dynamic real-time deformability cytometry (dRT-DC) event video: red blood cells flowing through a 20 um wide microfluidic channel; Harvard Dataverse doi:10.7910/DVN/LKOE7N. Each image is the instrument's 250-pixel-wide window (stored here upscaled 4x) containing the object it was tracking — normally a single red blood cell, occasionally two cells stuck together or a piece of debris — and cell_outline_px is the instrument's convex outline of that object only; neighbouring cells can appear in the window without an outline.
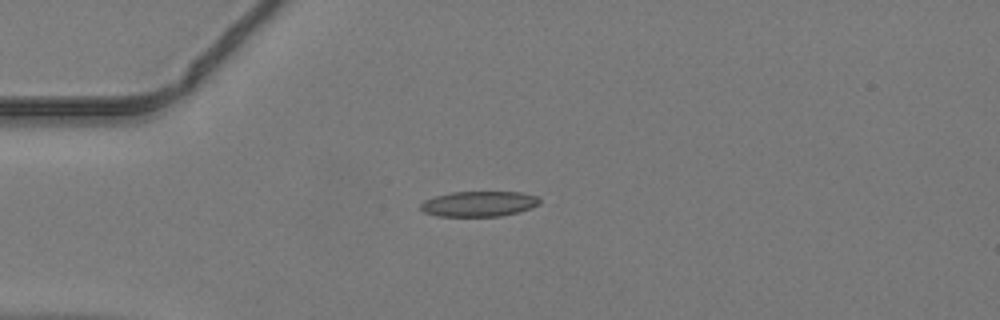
{"species": "common noctule bat (a hibernating species)", "species_latin": "Nyctalus noctula", "temperature_condition": "warm", "stored_images_in_passage": 14, "camera_frame_rate_fps": 3000, "um_per_image_px": 0.085, "animal": {"sex": "male", "body_mass_g": 19.2, "forearm_length_mm": 51.8}, "frame": {"image": 1, "passage_image": 1, "time_ms": 0.0, "image_size_px": [1000, 320], "cell_outline_px": [[540, 204], [516, 212], [500, 216], [436, 216], [424, 212], [420, 208], [420, 204], [424, 200], [436, 196], [452, 192], [520, 192], [540, 196]], "centroid_in_image_um": [40.7, 17.32], "position_along_channel_um": 44.3, "area_um2": 17.51}}
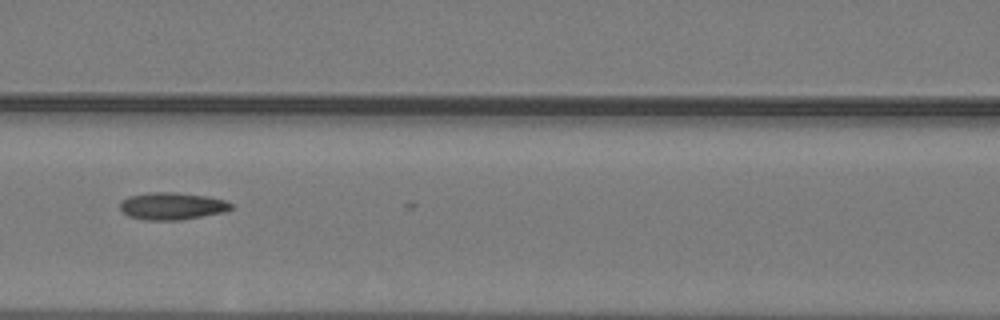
{"frame": {"image": 2, "passage_image": 10, "time_ms": 3.0, "image_size_px": [1000, 320], "cell_outline_px": [[232, 208], [224, 212], [180, 220], [144, 220], [128, 216], [120, 208], [120, 204], [128, 196], [148, 192], [176, 192], [208, 196], [224, 200], [232, 204]], "centroid_in_image_um": [14.62, 17.51], "position_along_channel_um": 152.0, "area_um2": 17.63}}
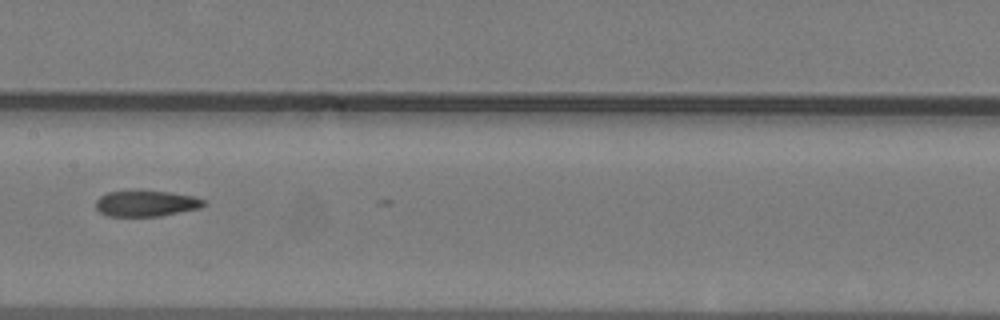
{"frame": {"image": 3, "passage_image": 13, "time_ms": 4.0, "image_size_px": [1000, 320], "cell_outline_px": [[204, 204], [200, 208], [160, 216], [108, 216], [100, 212], [96, 208], [96, 200], [100, 196], [108, 192], [132, 188], [140, 188], [196, 196], [204, 200]], "centroid_in_image_um": [12.38, 17.25], "position_along_channel_um": 195.0, "area_um2": 16.94}}